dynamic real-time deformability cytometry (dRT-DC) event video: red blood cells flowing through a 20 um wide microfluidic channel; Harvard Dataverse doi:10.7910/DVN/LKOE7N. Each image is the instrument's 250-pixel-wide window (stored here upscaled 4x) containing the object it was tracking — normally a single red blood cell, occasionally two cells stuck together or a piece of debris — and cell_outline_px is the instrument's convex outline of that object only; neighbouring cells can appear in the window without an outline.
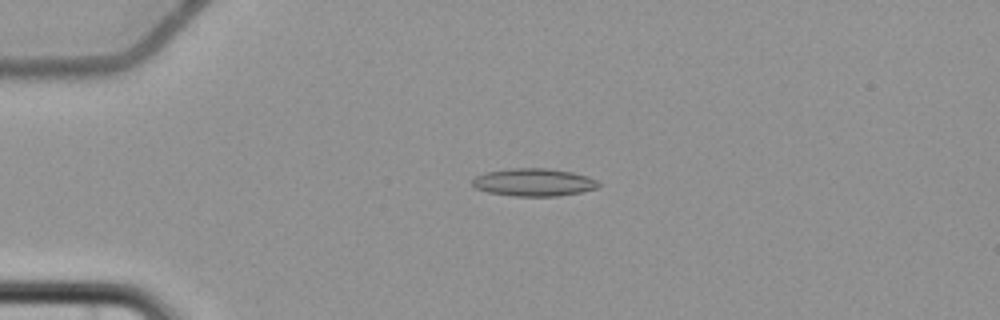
{"species": "common noctule bat (a hibernating species)", "species_latin": "Nyctalus noctula", "temperature_condition": "cold", "stored_images_in_passage": 5, "camera_frame_rate_fps": 3000, "um_per_image_px": 0.085, "animal": {"sex": "female", "body_mass_g": 22.7, "forearm_length_mm": 54.2}, "frame": {"image": 1, "passage_image": 3, "time_ms": 2.333, "image_size_px": [1000, 320], "cell_outline_px": [[600, 184], [596, 188], [580, 192], [556, 196], [512, 196], [488, 192], [476, 188], [472, 184], [472, 180], [476, 176], [488, 172], [512, 168], [548, 168], [572, 172], [588, 176], [596, 180]], "centroid_in_image_um": [45.37, 15.49], "position_along_channel_um": 39.6, "area_um2": 20.23}}
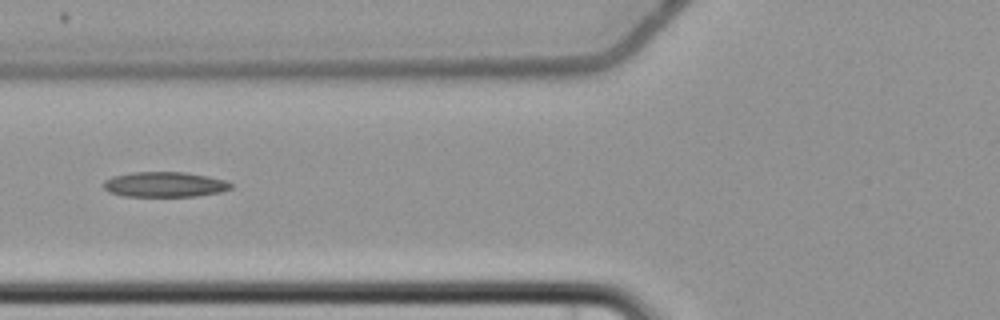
{"frame": {"image": 2, "passage_image": 5, "time_ms": 5.333, "image_size_px": [1000, 320], "cell_outline_px": [[232, 188], [220, 192], [196, 196], [124, 196], [108, 192], [104, 188], [104, 180], [112, 176], [132, 172], [184, 172], [208, 176], [228, 180], [232, 184]], "centroid_in_image_um": [14.01, 15.67], "position_along_channel_um": 111.8, "area_um2": 18.79}}